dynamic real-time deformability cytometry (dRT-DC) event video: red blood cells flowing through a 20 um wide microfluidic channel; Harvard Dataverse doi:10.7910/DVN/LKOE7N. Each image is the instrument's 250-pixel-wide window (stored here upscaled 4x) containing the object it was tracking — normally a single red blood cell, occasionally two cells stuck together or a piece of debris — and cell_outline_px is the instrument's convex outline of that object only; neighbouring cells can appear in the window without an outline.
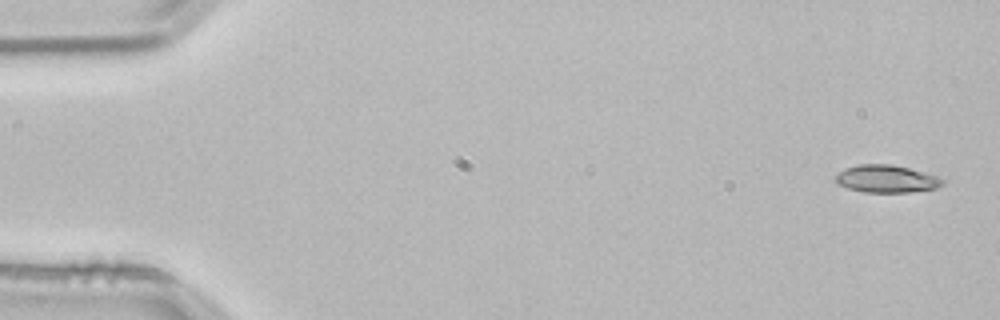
{"species": "common noctule bat (a hibernating species)", "species_latin": "Nyctalus noctula", "temperature_condition": "room temperature", "stored_images_in_passage": 3, "camera_frame_rate_fps": 3000, "um_per_image_px": 0.085, "animal": {"sex": "male", "body_mass_g": 21.5, "forearm_length_mm": 52.0}, "frame": {"image": 1, "passage_image": 1, "time_ms": 0.0, "image_size_px": [1000, 320], "cell_outline_px": [[944, 184], [936, 188], [908, 192], [864, 192], [848, 188], [836, 184], [836, 176], [844, 168], [860, 164], [892, 164], [908, 168], [936, 176], [944, 180]], "centroid_in_image_um": [75.33, 15.2], "position_along_channel_um": 9.7, "area_um2": 16.99}}
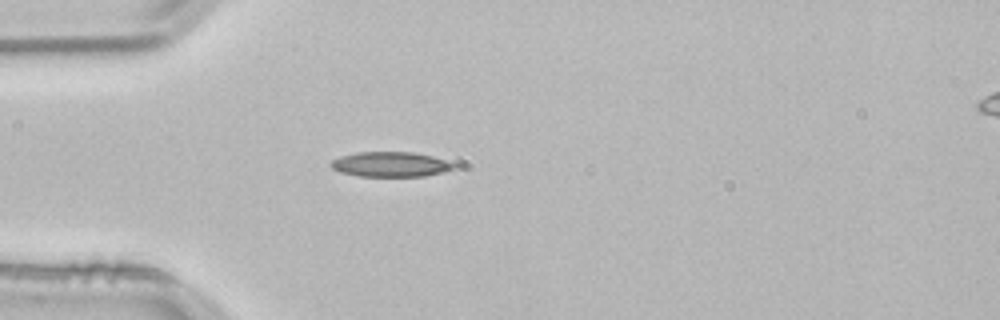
{"frame": {"image": 2, "passage_image": 3, "time_ms": 0.667, "image_size_px": [1000, 320], "cell_outline_px": [[456, 168], [444, 172], [424, 176], [360, 176], [340, 172], [332, 168], [328, 164], [332, 160], [340, 156], [356, 152], [412, 152], [432, 156], [456, 164]], "centroid_in_image_um": [33.18, 13.97], "position_along_channel_um": 51.8, "area_um2": 17.92}}